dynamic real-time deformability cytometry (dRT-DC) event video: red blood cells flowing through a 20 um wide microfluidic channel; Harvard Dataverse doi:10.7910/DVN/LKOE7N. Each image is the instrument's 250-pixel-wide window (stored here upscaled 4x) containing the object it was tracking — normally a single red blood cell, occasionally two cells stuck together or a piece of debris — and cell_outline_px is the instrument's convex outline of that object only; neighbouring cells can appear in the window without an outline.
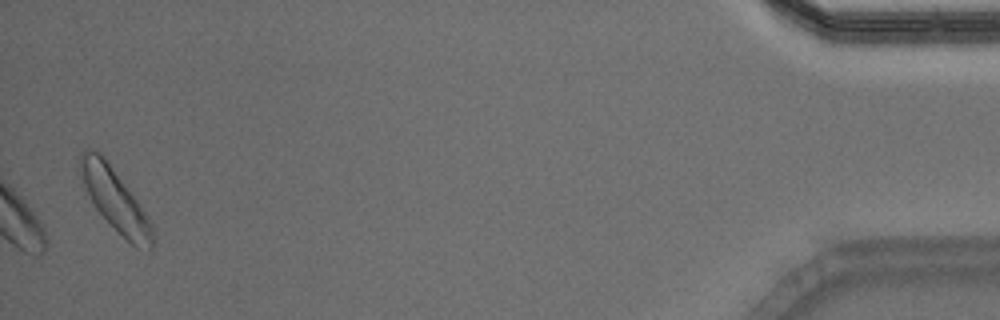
{"species": "Egyptian fruit bat (a non-hibernating species)", "species_latin": "Rousettus aegyptiacus", "temperature_condition": "warm", "stored_images_in_passage": 36, "camera_frame_rate_fps": 3000, "um_per_image_px": 0.085, "animal": {"sex": "male"}, "frame": {"image": 1, "passage_image": 36, "time_ms": 11.667, "image_size_px": [1000, 320], "cell_outline_px": [[156, 240], [152, 248], [136, 248], [96, 208], [84, 184], [80, 164], [80, 152], [84, 148], [88, 148], [100, 152], [104, 156], [136, 200], [152, 224]], "centroid_in_image_um": [9.81, 16.97], "position_along_channel_um": 425.4, "area_um2": 25.2}, "authors_computed_cell_mechanics": {"area_um2": 23.2356, "velocity_mm_per_s": 4.0217, "shape_relaxation_time_tau1_ms": 1.623, "shape_relaxation_time_tau2_ms": null, "deformation_change_tau1": 0.0632, "deformation_change_tau2": null}}